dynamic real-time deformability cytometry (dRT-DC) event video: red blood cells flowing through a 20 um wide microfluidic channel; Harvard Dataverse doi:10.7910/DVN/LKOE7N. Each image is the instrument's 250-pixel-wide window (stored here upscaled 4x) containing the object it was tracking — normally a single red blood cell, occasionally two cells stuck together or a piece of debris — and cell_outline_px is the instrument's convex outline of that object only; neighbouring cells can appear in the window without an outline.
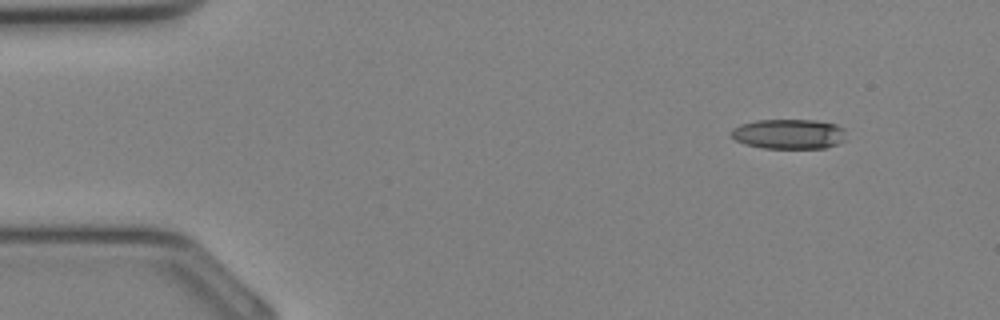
{"species": "Egyptian fruit bat (a non-hibernating species)", "species_latin": "Rousettus aegyptiacus", "temperature_condition": "cold", "stored_images_in_passage": 32, "camera_frame_rate_fps": 3000, "um_per_image_px": 0.085, "animal": {"sex": "female"}, "frame": {"image": 1, "passage_image": 1, "time_ms": 0.0, "image_size_px": [1000, 320], "cell_outline_px": [[844, 140], [836, 144], [824, 148], [764, 148], [744, 144], [736, 140], [732, 136], [732, 128], [740, 124], [756, 120], [816, 120], [836, 124], [844, 128]], "centroid_in_image_um": [67.05, 11.38], "position_along_channel_um": 18.0, "area_um2": 20.0}}
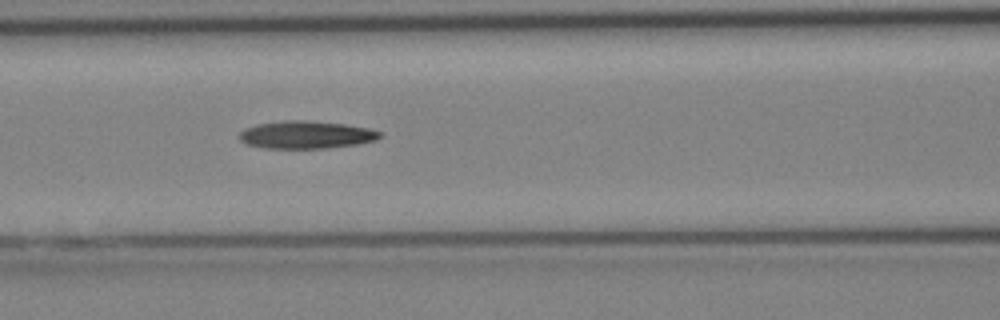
{"frame": {"image": 2, "passage_image": 12, "time_ms": 3.667, "image_size_px": [1000, 320], "cell_outline_px": [[384, 136], [376, 140], [356, 144], [324, 148], [264, 148], [244, 144], [236, 136], [244, 128], [256, 124], [288, 120], [308, 120], [344, 124], [368, 128], [380, 132]], "centroid_in_image_um": [25.97, 11.45], "position_along_channel_um": 140.6, "area_um2": 22.77}}
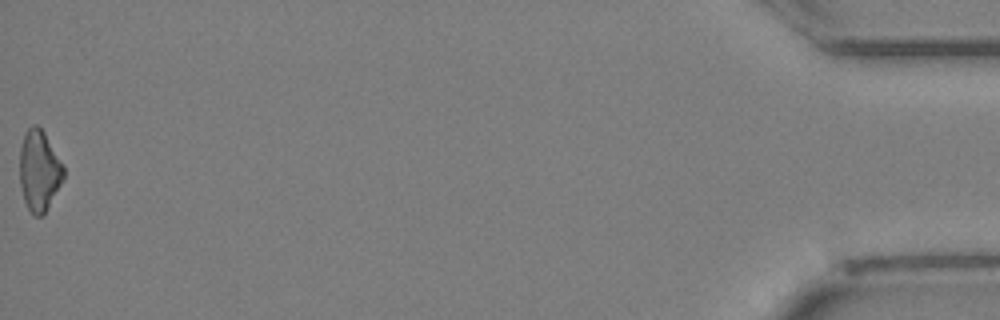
{"frame": {"image": 3, "passage_image": 32, "time_ms": 10.333, "image_size_px": [1000, 320], "cell_outline_px": [[64, 180], [48, 208], [40, 216], [36, 216], [28, 208], [24, 200], [20, 184], [20, 148], [24, 132], [32, 124], [36, 124], [44, 132], [64, 164]], "centroid_in_image_um": [3.35, 14.48], "position_along_channel_um": 431.9, "area_um2": 20.81}}